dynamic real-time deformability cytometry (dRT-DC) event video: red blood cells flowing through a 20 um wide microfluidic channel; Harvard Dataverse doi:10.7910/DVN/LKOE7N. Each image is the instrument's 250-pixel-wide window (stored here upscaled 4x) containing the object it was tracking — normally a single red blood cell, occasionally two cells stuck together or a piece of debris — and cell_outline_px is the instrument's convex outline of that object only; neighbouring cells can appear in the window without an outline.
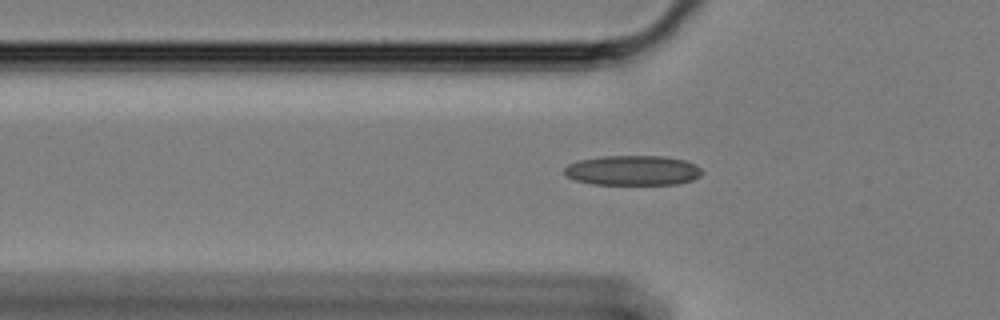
{"species": "Egyptian fruit bat (a non-hibernating species)", "species_latin": "Rousettus aegyptiacus", "temperature_condition": "cold", "stored_images_in_passage": 44, "camera_frame_rate_fps": 3000, "um_per_image_px": 0.085, "animal": {"sex": "female"}, "frame": {"image": 1, "passage_image": 4, "time_ms": 1.0, "image_size_px": [1000, 320], "cell_outline_px": [[704, 172], [700, 176], [692, 180], [676, 184], [592, 184], [576, 180], [568, 176], [564, 172], [564, 168], [568, 164], [580, 160], [604, 156], [664, 156], [684, 160], [696, 164]], "centroid_in_image_um": [53.82, 14.48], "position_along_channel_um": 72.0, "area_um2": 23.93}}
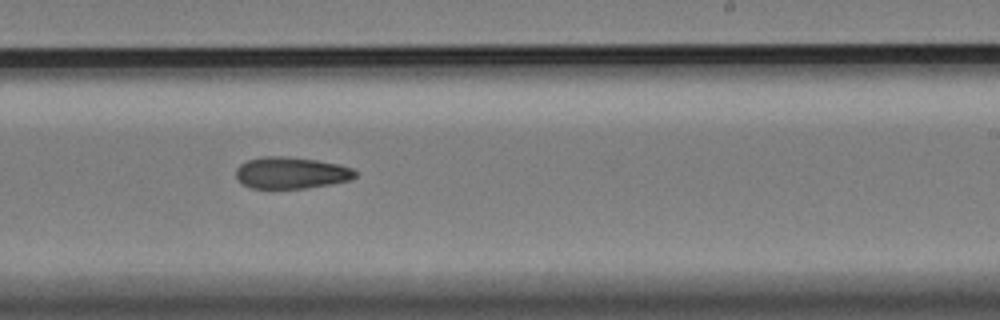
{"frame": {"image": 2, "passage_image": 21, "time_ms": 6.667, "image_size_px": [1000, 320], "cell_outline_px": [[356, 176], [348, 180], [328, 184], [304, 188], [248, 188], [236, 176], [236, 168], [240, 164], [248, 160], [264, 156], [284, 156], [316, 160], [336, 164], [352, 168], [356, 172]], "centroid_in_image_um": [24.71, 14.68], "position_along_channel_um": 264.3, "area_um2": 21.68}}
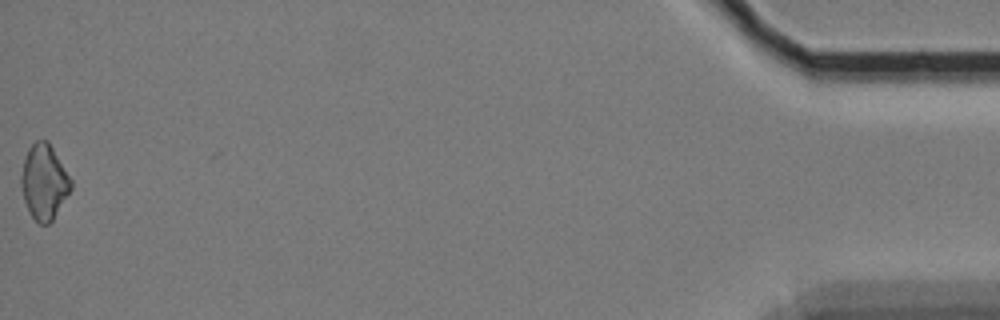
{"frame": {"image": 3, "passage_image": 44, "time_ms": 14.333, "image_size_px": [1000, 320], "cell_outline_px": [[72, 188], [52, 220], [48, 224], [40, 224], [32, 216], [24, 200], [20, 184], [20, 176], [24, 160], [28, 148], [36, 140], [48, 140], [72, 180]], "centroid_in_image_um": [3.74, 15.44], "position_along_channel_um": 431.5, "area_um2": 21.62}}